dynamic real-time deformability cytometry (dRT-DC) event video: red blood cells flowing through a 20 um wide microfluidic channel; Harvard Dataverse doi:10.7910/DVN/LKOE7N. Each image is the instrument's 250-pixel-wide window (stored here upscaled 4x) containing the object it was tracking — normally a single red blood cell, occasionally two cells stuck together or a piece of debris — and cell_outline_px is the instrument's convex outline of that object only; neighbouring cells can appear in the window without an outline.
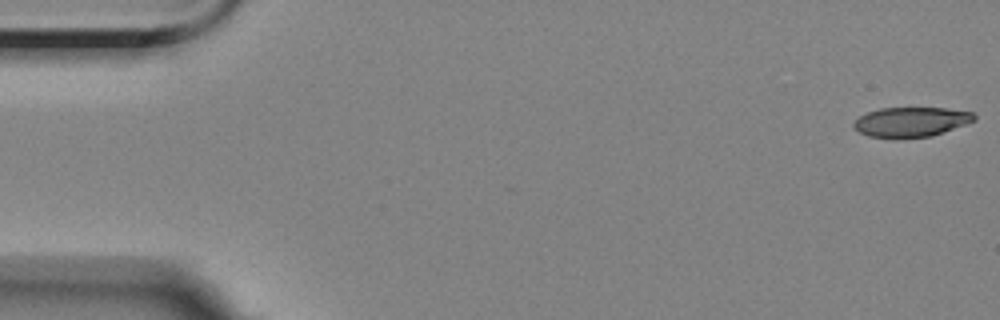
{"species": "Egyptian fruit bat (a non-hibernating species)", "species_latin": "Rousettus aegyptiacus", "temperature_condition": "room temperature", "stored_images_in_passage": 5, "camera_frame_rate_fps": 3000, "um_per_image_px": 0.085, "animal": {"sex": "female"}, "frame": {"image": 1, "passage_image": 1, "time_ms": 0.0, "image_size_px": [1000, 320], "cell_outline_px": [[976, 120], [928, 136], [868, 136], [852, 128], [852, 124], [860, 116], [868, 112], [880, 108], [944, 108], [972, 112], [976, 116]], "centroid_in_image_um": [77.41, 10.32], "position_along_channel_um": 7.6, "area_um2": 20.06}}
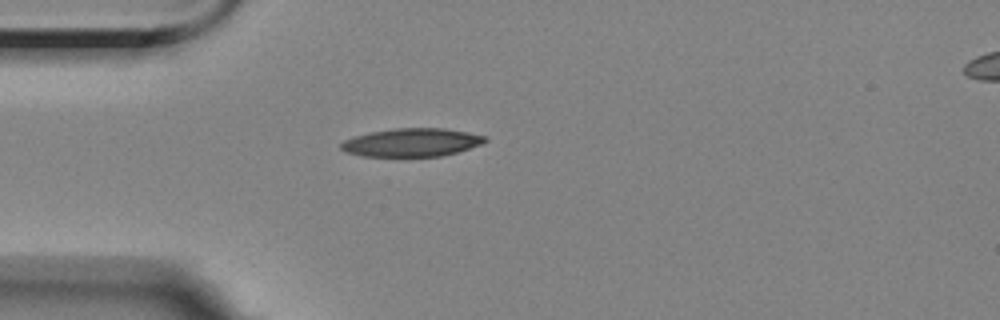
{"frame": {"image": 2, "passage_image": 4, "time_ms": 4.667, "image_size_px": [1000, 320], "cell_outline_px": [[488, 140], [480, 144], [456, 152], [440, 156], [364, 156], [344, 152], [340, 148], [340, 144], [344, 140], [352, 136], [368, 132], [392, 128], [444, 128], [468, 132], [488, 136]], "centroid_in_image_um": [34.96, 12.09], "position_along_channel_um": 50.0, "area_um2": 23.81}}